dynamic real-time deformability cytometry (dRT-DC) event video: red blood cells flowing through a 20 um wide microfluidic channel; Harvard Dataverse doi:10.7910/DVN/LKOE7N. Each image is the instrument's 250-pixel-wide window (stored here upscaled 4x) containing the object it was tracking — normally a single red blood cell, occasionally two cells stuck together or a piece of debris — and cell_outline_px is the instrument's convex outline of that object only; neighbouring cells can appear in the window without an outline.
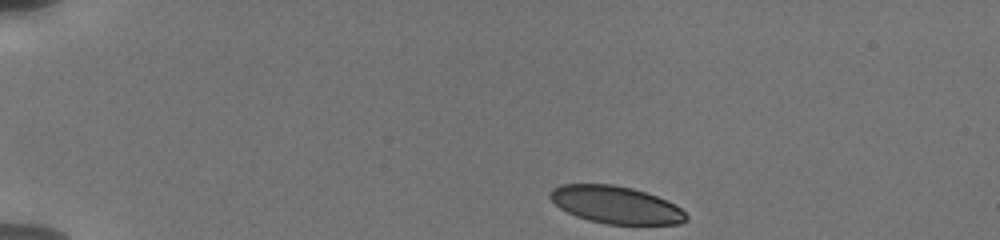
{"species": "human", "species_latin": "Homo sapiens", "temperature_condition": "cold", "stored_images_in_passage": 18, "camera_frame_rate_fps": 3000, "um_per_image_px": 0.085, "donor": {"sex": "male"}, "frame": {"image": 1, "passage_image": 1, "time_ms": 0.0, "image_size_px": [1000, 240], "cell_outline_px": [[688, 220], [680, 224], [608, 224], [588, 220], [576, 216], [560, 208], [548, 196], [548, 192], [552, 188], [560, 184], [612, 184], [632, 188], [656, 196], [680, 208], [688, 216]], "centroid_in_image_um": [52.31, 17.41], "position_along_channel_um": 32.7, "area_um2": 29.54}}
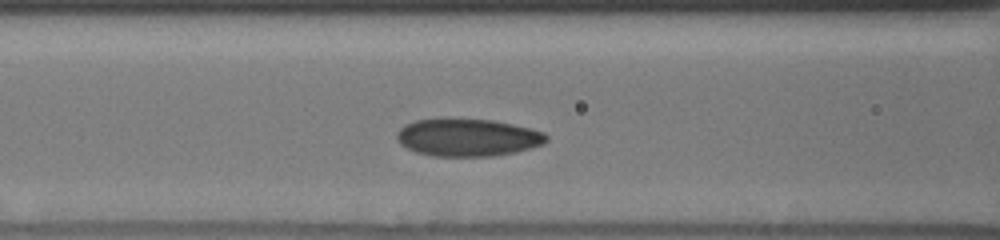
{"frame": {"image": 2, "passage_image": 11, "time_ms": 4.667, "image_size_px": [1000, 240], "cell_outline_px": [[548, 140], [544, 144], [516, 152], [492, 156], [432, 156], [416, 152], [400, 144], [396, 140], [396, 132], [404, 124], [416, 120], [444, 116], [492, 120], [512, 124], [544, 132], [548, 136]], "centroid_in_image_um": [39.7, 11.65], "position_along_channel_um": 126.9, "area_um2": 33.52}}
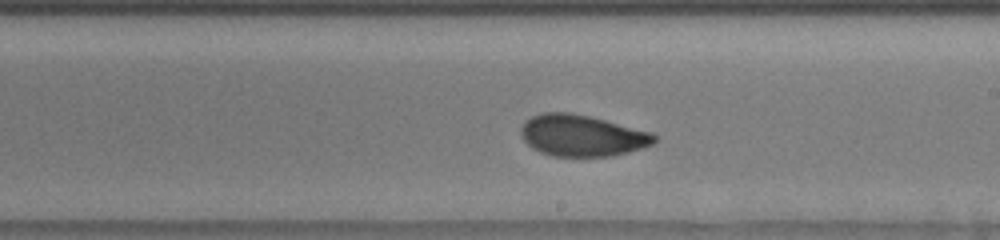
{"frame": {"image": 3, "passage_image": 18, "time_ms": 7.667, "image_size_px": [1000, 240], "cell_outline_px": [[656, 140], [652, 144], [644, 148], [612, 156], [552, 156], [540, 152], [532, 148], [524, 140], [520, 132], [520, 128], [532, 116], [540, 112], [572, 112], [652, 132], [656, 136]], "centroid_in_image_um": [49.47, 11.52], "position_along_channel_um": 239.5, "area_um2": 32.14}}